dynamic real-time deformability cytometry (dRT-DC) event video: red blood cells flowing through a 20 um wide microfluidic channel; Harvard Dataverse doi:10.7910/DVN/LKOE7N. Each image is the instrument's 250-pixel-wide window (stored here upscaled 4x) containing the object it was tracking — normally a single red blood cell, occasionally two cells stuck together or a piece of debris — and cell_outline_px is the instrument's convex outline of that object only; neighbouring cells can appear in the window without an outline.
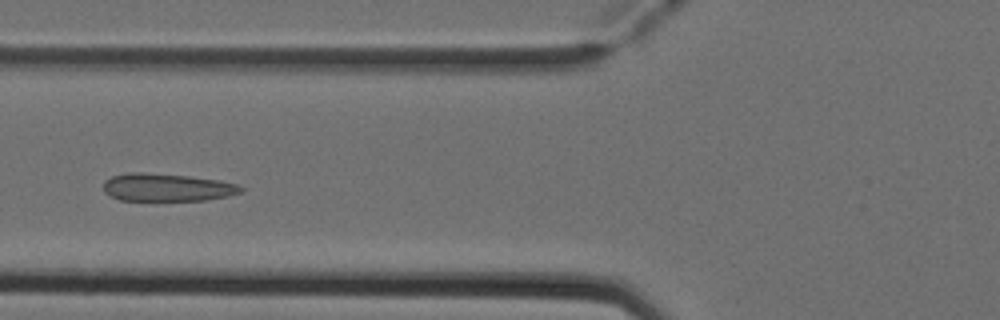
{"species": "Egyptian fruit bat (a non-hibernating species)", "species_latin": "Rousettus aegyptiacus", "temperature_condition": "cold", "stored_images_in_passage": 6, "camera_frame_rate_fps": 3000, "um_per_image_px": 0.085, "animal": {"sex": "female"}, "frame": {"image": 1, "passage_image": 6, "time_ms": 1.667, "image_size_px": [1000, 320], "cell_outline_px": [[244, 188], [240, 192], [228, 196], [204, 200], [120, 200], [104, 192], [104, 180], [112, 176], [128, 172], [144, 172], [188, 176], [220, 180], [236, 184]], "centroid_in_image_um": [14.17, 15.92], "position_along_channel_um": 111.6, "area_um2": 22.14}}